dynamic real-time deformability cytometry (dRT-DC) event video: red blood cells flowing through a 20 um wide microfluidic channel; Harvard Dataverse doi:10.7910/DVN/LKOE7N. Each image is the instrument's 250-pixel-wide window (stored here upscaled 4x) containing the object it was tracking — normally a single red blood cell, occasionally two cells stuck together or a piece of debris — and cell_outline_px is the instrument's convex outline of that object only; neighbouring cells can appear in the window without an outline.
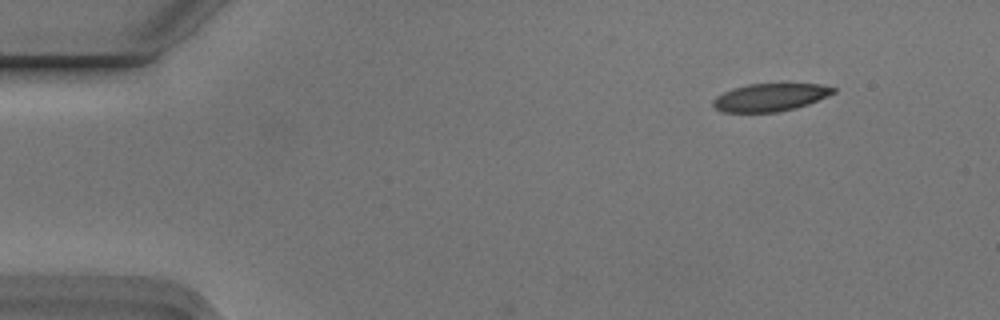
{"species": "Egyptian fruit bat (a non-hibernating species)", "species_latin": "Rousettus aegyptiacus", "temperature_condition": "cold", "stored_images_in_passage": 3, "camera_frame_rate_fps": 3000, "um_per_image_px": 0.085, "animal": {"sex": "male"}, "frame": {"image": 1, "passage_image": 1, "time_ms": 0.0, "image_size_px": [1000, 320], "cell_outline_px": [[836, 92], [828, 96], [808, 104], [796, 108], [776, 112], [720, 112], [712, 104], [712, 100], [716, 96], [724, 92], [748, 84], [820, 84], [836, 88]], "centroid_in_image_um": [65.47, 8.28], "position_along_channel_um": 19.5, "area_um2": 19.36}}
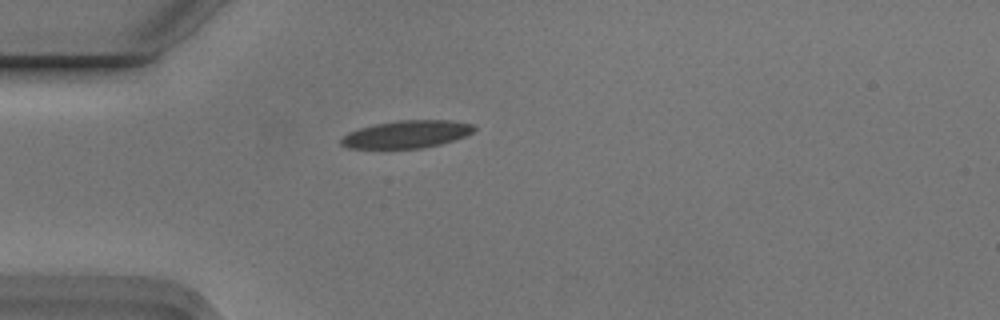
{"frame": {"image": 2, "passage_image": 3, "time_ms": 0.667, "image_size_px": [1000, 320], "cell_outline_px": [[476, 128], [472, 132], [464, 136], [440, 144], [420, 148], [348, 148], [340, 144], [340, 140], [348, 132], [360, 128], [376, 124], [396, 120], [452, 120], [472, 124]], "centroid_in_image_um": [34.55, 11.4], "position_along_channel_um": 50.5, "area_um2": 21.15}}